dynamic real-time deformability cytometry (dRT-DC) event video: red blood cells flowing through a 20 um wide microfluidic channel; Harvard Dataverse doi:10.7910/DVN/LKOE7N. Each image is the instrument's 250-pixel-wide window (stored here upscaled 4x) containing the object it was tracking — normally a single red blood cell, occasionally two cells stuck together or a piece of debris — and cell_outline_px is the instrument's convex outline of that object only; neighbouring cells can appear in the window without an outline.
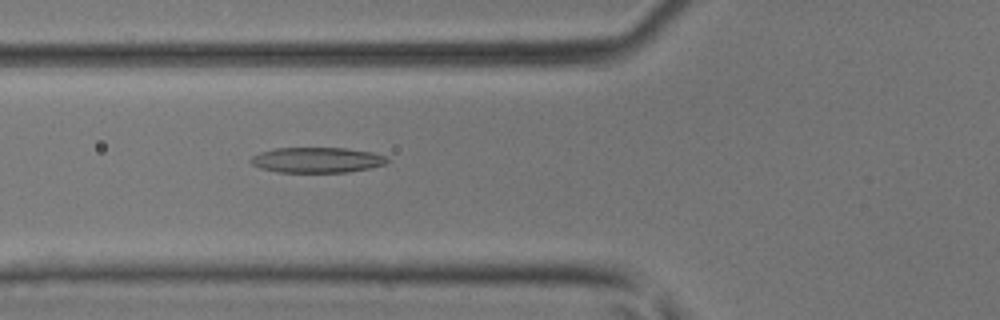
{"species": "common noctule bat (a hibernating species)", "species_latin": "Nyctalus noctula", "temperature_condition": "room temperature", "stored_images_in_passage": 5, "camera_frame_rate_fps": 3000, "um_per_image_px": 0.085, "animal": {"sex": "male", "body_mass_g": 17.9, "forearm_length_mm": 54.2}, "frame": {"image": 1, "passage_image": 5, "time_ms": 4.667, "image_size_px": [1000, 320], "cell_outline_px": [[388, 160], [384, 164], [368, 168], [348, 172], [276, 172], [260, 168], [252, 164], [248, 160], [252, 156], [260, 152], [276, 148], [344, 148], [372, 152], [388, 156]], "centroid_in_image_um": [26.91, 13.6], "position_along_channel_um": 98.9, "area_um2": 20.17}}